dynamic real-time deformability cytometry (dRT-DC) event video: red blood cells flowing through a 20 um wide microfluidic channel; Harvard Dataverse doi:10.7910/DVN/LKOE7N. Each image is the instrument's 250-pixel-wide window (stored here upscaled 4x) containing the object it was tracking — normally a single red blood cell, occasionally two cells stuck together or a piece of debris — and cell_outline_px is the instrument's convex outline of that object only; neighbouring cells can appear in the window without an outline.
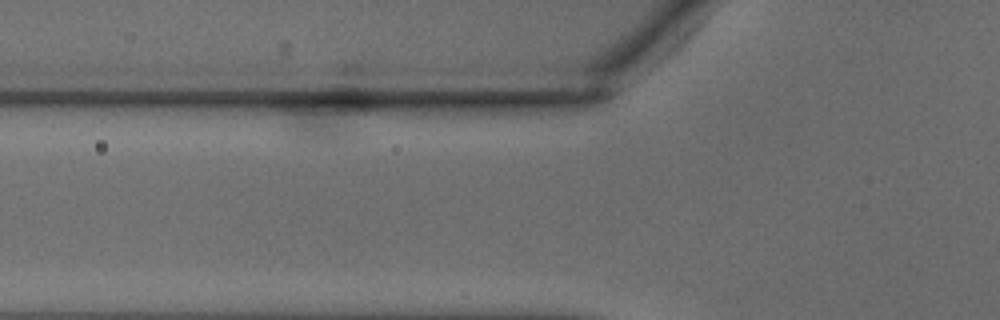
{"species": "common noctule bat (a hibernating species)", "species_latin": "Nyctalus noctula", "temperature_condition": "warm", "stored_images_in_passage": 5, "camera_frame_rate_fps": 3000, "um_per_image_px": 0.085, "animal": {"sex": "male", "body_mass_g": 18.8}, "frame": {"image": 1, "passage_image": 3, "time_ms": 0.667, "image_size_px": [1000, 320], "cell_outline_px": [[512, 268], [504, 272], [440, 272], [408, 268], [400, 264], [404, 260], [488, 256], [500, 256]], "centroid_in_image_um": [39.1, 22.49], "position_along_channel_um": 86.7, "area_um2": 10.12}}